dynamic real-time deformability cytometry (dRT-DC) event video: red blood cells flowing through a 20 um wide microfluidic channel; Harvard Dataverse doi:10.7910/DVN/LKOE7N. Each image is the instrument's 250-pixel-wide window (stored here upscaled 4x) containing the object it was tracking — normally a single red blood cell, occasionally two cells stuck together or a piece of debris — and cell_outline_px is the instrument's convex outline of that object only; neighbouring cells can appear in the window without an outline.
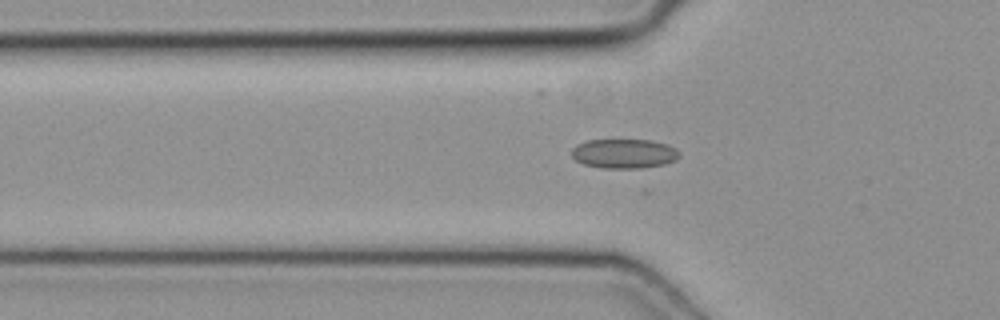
{"species": "common noctule bat (a hibernating species)", "species_latin": "Nyctalus noctula", "temperature_condition": "cold", "stored_images_in_passage": 26, "camera_frame_rate_fps": 3000, "um_per_image_px": 0.085, "animal": {"sex": "female", "body_mass_g": 19.3, "forearm_length_mm": 54.1}, "frame": {"image": 1, "passage_image": 6, "time_ms": 1.667, "image_size_px": [1000, 320], "cell_outline_px": [[680, 156], [676, 160], [664, 164], [640, 168], [604, 168], [584, 164], [576, 160], [572, 156], [572, 148], [576, 144], [588, 140], [652, 140], [668, 144], [676, 148], [680, 152]], "centroid_in_image_um": [53.07, 13.05], "position_along_channel_um": 72.7, "area_um2": 18.55}}
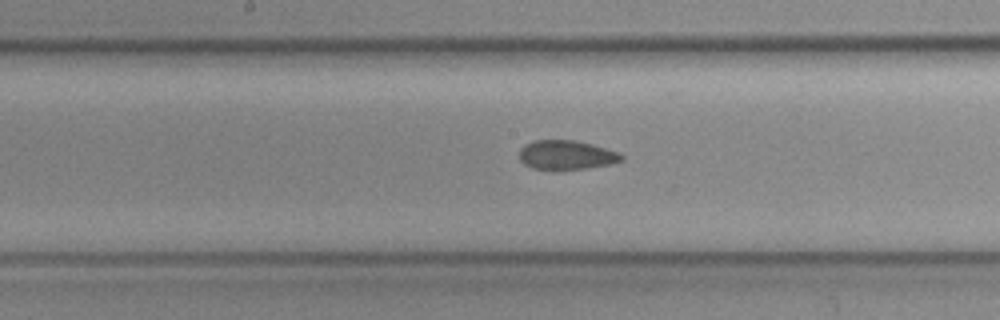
{"frame": {"image": 2, "passage_image": 15, "time_ms": 4.667, "image_size_px": [1000, 320], "cell_outline_px": [[624, 160], [612, 164], [588, 168], [552, 172], [532, 168], [524, 164], [520, 160], [520, 148], [524, 144], [536, 140], [572, 140], [592, 144], [620, 152], [624, 156]], "centroid_in_image_um": [48.15, 13.21], "position_along_channel_um": 200.1, "area_um2": 18.03}}
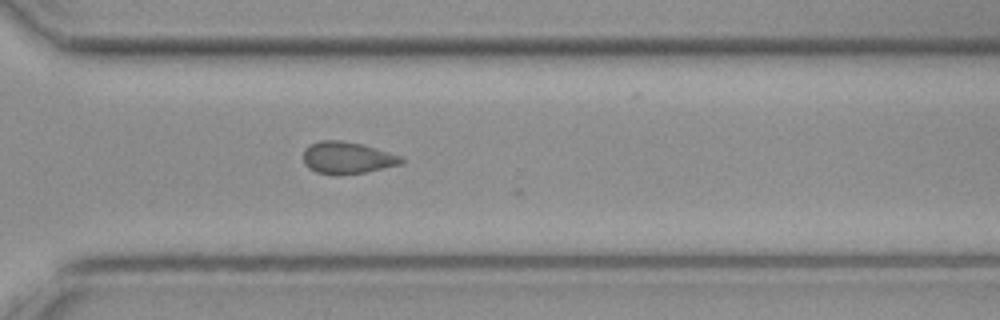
{"frame": {"image": 3, "passage_image": 25, "time_ms": 8.0, "image_size_px": [1000, 320], "cell_outline_px": [[404, 164], [364, 172], [340, 176], [332, 176], [316, 172], [308, 168], [304, 164], [304, 148], [320, 140], [340, 140], [360, 144], [404, 156]], "centroid_in_image_um": [29.52, 13.44], "position_along_channel_um": 341.1, "area_um2": 18.55}}